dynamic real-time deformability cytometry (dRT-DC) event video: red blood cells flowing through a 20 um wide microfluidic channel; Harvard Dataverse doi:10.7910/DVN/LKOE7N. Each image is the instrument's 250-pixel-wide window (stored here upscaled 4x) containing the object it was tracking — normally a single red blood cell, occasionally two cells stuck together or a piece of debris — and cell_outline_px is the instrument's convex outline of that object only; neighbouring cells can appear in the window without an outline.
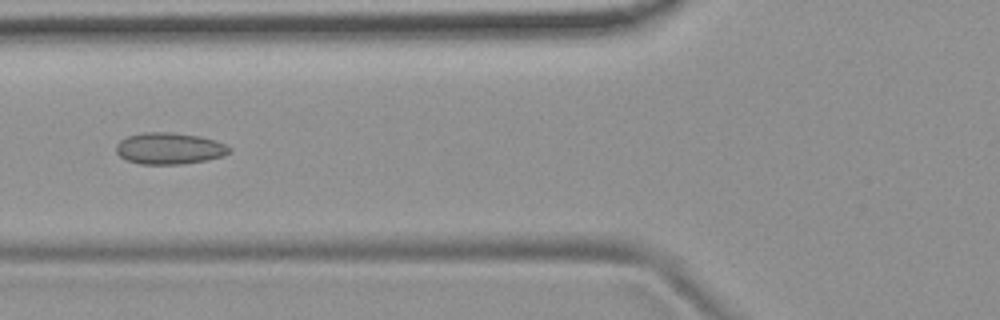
{"species": "common noctule bat (a hibernating species)", "species_latin": "Nyctalus noctula", "temperature_condition": "room temperature", "stored_images_in_passage": 53, "camera_frame_rate_fps": 3000, "um_per_image_px": 0.085, "animal": {"sex": "female", "body_mass_g": 19.9}, "frame": {"image": 1, "passage_image": 20, "time_ms": 6.333, "image_size_px": [1000, 320], "cell_outline_px": [[232, 152], [224, 156], [208, 160], [184, 164], [140, 164], [128, 160], [120, 156], [116, 152], [116, 144], [120, 140], [128, 136], [144, 132], [172, 132], [200, 136], [228, 144], [232, 148]], "centroid_in_image_um": [14.45, 12.62], "position_along_channel_um": 111.3, "area_um2": 21.1}}
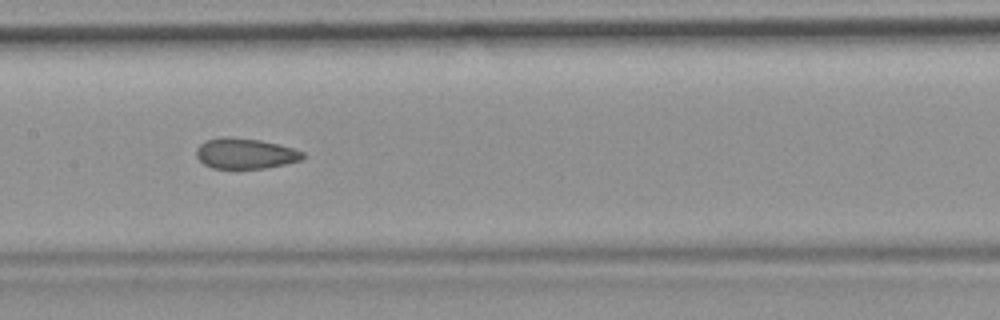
{"frame": {"image": 2, "passage_image": 26, "time_ms": 8.333, "image_size_px": [1000, 320], "cell_outline_px": [[304, 156], [300, 160], [284, 164], [264, 168], [212, 168], [204, 164], [196, 156], [196, 148], [204, 140], [224, 136], [260, 140], [292, 148], [304, 152]], "centroid_in_image_um": [20.8, 13.04], "position_along_channel_um": 186.6, "area_um2": 18.79}}
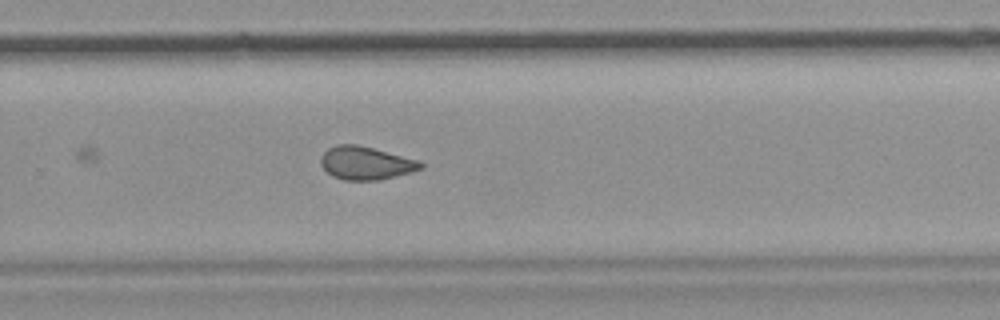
{"frame": {"image": 3, "passage_image": 35, "time_ms": 11.333, "image_size_px": [1000, 320], "cell_outline_px": [[424, 168], [412, 172], [380, 180], [344, 180], [332, 176], [320, 164], [320, 156], [328, 148], [336, 144], [356, 144], [420, 160], [424, 164]], "centroid_in_image_um": [31.11, 13.86], "position_along_channel_um": 298.7, "area_um2": 19.42}, "authors_computed_cell_mechanics": {"area_um2": 20.9814, "velocity_mm_per_s": 3.7635, "shape_relaxation_time_tau1_ms": null, "shape_relaxation_time_tau2_ms": 2.2621, "deformation_change_tau1": null, "deformation_change_tau2": 0.0876}}